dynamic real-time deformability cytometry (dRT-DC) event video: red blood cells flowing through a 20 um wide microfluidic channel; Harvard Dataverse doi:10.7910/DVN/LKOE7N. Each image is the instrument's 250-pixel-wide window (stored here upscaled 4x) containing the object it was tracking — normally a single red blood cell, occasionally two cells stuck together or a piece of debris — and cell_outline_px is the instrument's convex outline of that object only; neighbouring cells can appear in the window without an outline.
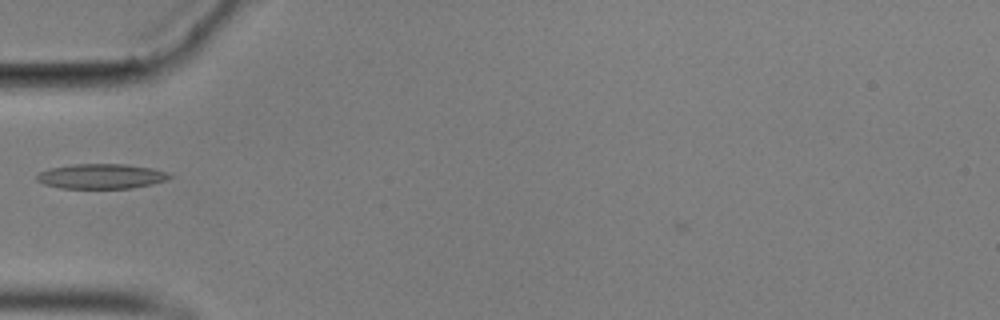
{"species": "common noctule bat (a hibernating species)", "species_latin": "Nyctalus noctula", "temperature_condition": "cold", "stored_images_in_passage": 39, "camera_frame_rate_fps": 3000, "um_per_image_px": 0.085, "animal": {"sex": "male", "body_mass_g": 17.9}, "frame": {"image": 1, "passage_image": 1, "time_ms": 0.0, "image_size_px": [1000, 320], "cell_outline_px": [[172, 176], [164, 180], [152, 184], [132, 188], [60, 188], [44, 184], [36, 180], [36, 176], [40, 172], [52, 168], [72, 164], [128, 164], [152, 168], [168, 172]], "centroid_in_image_um": [8.61, 14.98], "position_along_channel_um": 76.4, "area_um2": 19.19}}
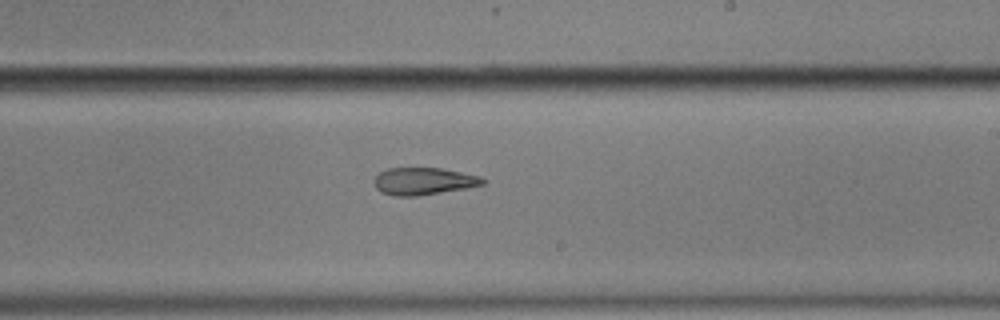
{"frame": {"image": 2, "passage_image": 16, "time_ms": 5.0, "image_size_px": [1000, 320], "cell_outline_px": [[488, 180], [484, 184], [468, 188], [416, 196], [392, 196], [380, 192], [376, 188], [376, 176], [380, 172], [388, 168], [440, 168], [480, 176]], "centroid_in_image_um": [36.03, 15.41], "position_along_channel_um": 253.0, "area_um2": 17.22}}
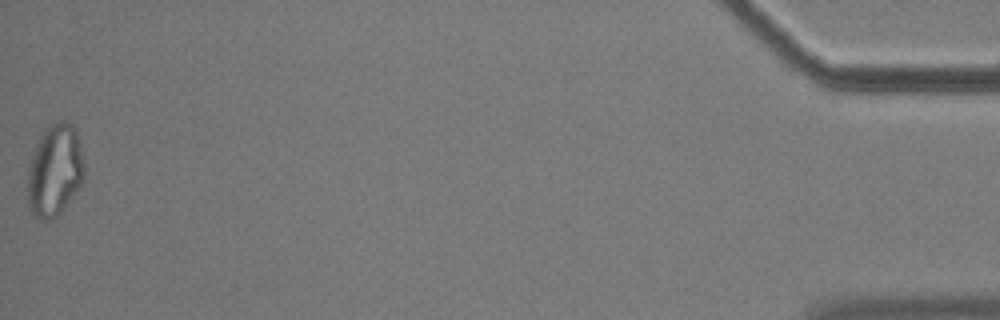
{"frame": {"image": 3, "passage_image": 39, "time_ms": 12.667, "image_size_px": [1000, 320], "cell_outline_px": [[84, 180], [60, 212], [52, 220], [40, 220], [28, 208], [28, 164], [36, 144], [40, 136], [56, 120], [64, 120], [72, 124], [76, 128], [84, 156]], "centroid_in_image_um": [4.67, 14.46], "position_along_channel_um": 430.5, "area_um2": 30.52}}